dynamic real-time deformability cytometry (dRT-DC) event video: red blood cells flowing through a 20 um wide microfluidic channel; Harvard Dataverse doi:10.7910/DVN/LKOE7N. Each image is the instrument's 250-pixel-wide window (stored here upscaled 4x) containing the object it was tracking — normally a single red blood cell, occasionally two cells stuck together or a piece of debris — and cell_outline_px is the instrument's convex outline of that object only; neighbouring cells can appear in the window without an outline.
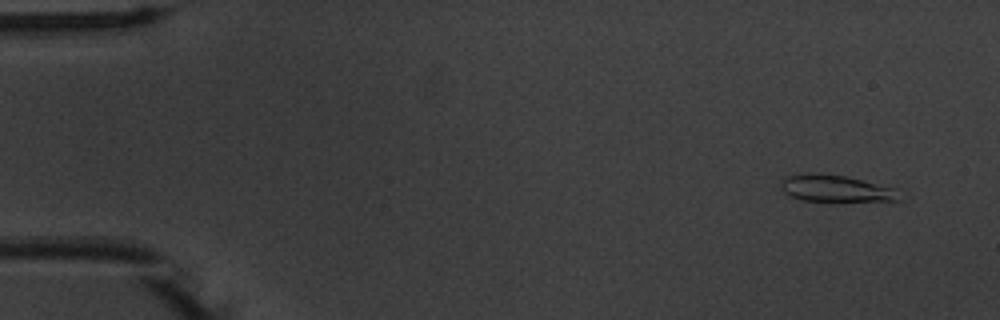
{"species": "common noctule bat (a hibernating species)", "species_latin": "Nyctalus noctula", "temperature_condition": "warm", "stored_images_in_passage": 54, "camera_frame_rate_fps": 3000, "um_per_image_px": 0.085, "animal": {"sex": "male", "body_mass_g": 20.1, "forearm_length_mm": 53.5}, "frame": {"image": 1, "passage_image": 4, "time_ms": 1.0, "image_size_px": [1000, 320], "cell_outline_px": [[904, 188], [900, 200], [800, 200], [788, 196], [780, 188], [784, 180], [788, 176], [808, 172], [844, 176]], "centroid_in_image_um": [71.16, 16.01], "position_along_channel_um": 13.8, "area_um2": 18.61}}
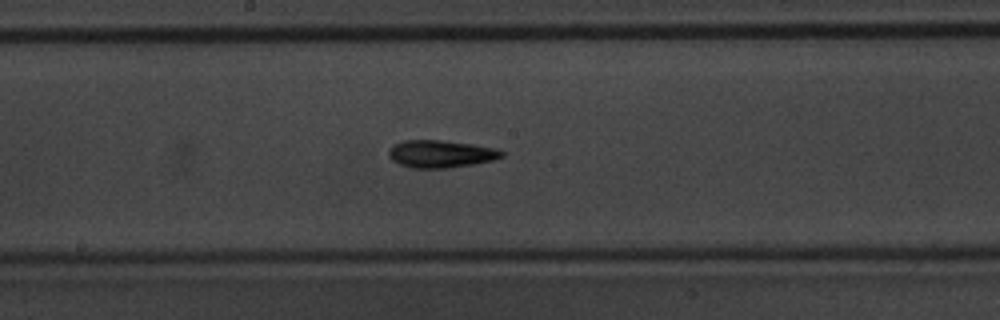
{"frame": {"image": 2, "passage_image": 29, "time_ms": 9.333, "image_size_px": [1000, 320], "cell_outline_px": [[504, 156], [492, 160], [476, 164], [448, 168], [412, 168], [400, 164], [392, 160], [388, 156], [388, 152], [392, 144], [404, 140], [440, 140], [472, 144], [496, 148], [504, 152]], "centroid_in_image_um": [37.46, 13.08], "position_along_channel_um": 210.7, "area_um2": 18.21}}
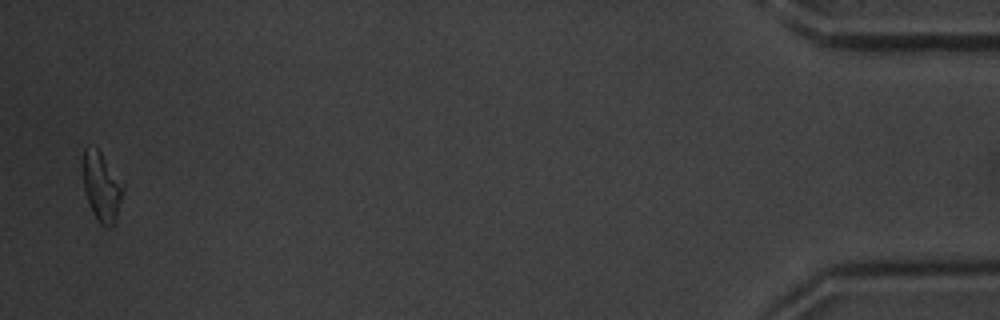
{"frame": {"image": 3, "passage_image": 53, "time_ms": 17.333, "image_size_px": [1000, 320], "cell_outline_px": [[124, 188], [116, 216], [112, 228], [104, 228], [96, 220], [92, 212], [84, 188], [84, 148], [96, 148], [100, 152], [124, 184]], "centroid_in_image_um": [8.66, 15.94], "position_along_channel_um": 426.5, "area_um2": 15.72}, "authors_computed_cell_mechanics": {"area_um2": 17.1377, "velocity_mm_per_s": 3.7693, "shape_relaxation_time_tau1_ms": 4.1036, "shape_relaxation_time_tau2_ms": 4.8073, "deformation_change_tau1": 0.1591, "deformation_change_tau2": 0.1409}}